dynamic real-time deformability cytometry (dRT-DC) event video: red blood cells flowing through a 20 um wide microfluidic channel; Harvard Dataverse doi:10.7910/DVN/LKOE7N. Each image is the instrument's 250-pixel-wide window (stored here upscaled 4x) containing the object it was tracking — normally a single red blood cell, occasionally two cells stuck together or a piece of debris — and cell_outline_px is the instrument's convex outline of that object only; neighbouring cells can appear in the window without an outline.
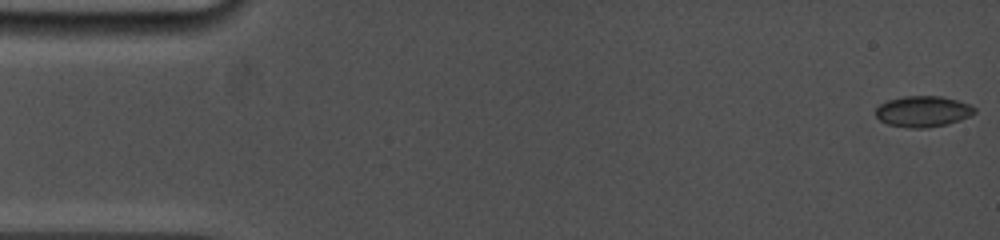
{"species": "common noctule bat (a hibernating species)", "species_latin": "Nyctalus noctula", "temperature_condition": "cold", "stored_images_in_passage": 13, "camera_frame_rate_fps": 5000, "um_per_image_px": 0.085, "animal": {"sex": "female", "body_mass_g": 19.0, "forearm_length_mm": 53.3}, "frame": {"image": 1, "passage_image": 1, "time_ms": 0.0, "image_size_px": [1000, 240], "cell_outline_px": [[976, 112], [960, 120], [948, 124], [928, 128], [908, 128], [888, 124], [880, 120], [876, 116], [876, 108], [880, 104], [888, 100], [904, 96], [940, 96], [956, 100], [968, 104], [976, 108]], "centroid_in_image_um": [78.44, 9.48], "position_along_channel_um": 6.6, "area_um2": 17.8}}
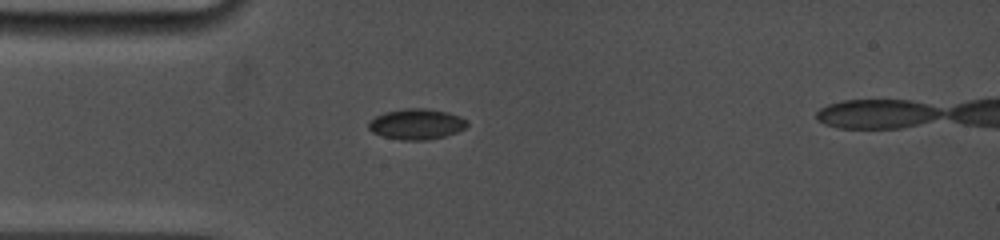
{"frame": {"image": 2, "passage_image": 10, "time_ms": 4.4, "image_size_px": [1000, 240], "cell_outline_px": [[468, 124], [464, 128], [456, 132], [444, 136], [428, 140], [400, 140], [384, 136], [372, 132], [368, 128], [368, 124], [376, 116], [384, 112], [404, 108], [424, 108], [448, 112], [460, 116], [468, 120]], "centroid_in_image_um": [35.41, 10.54], "position_along_channel_um": 49.6, "area_um2": 17.57}}
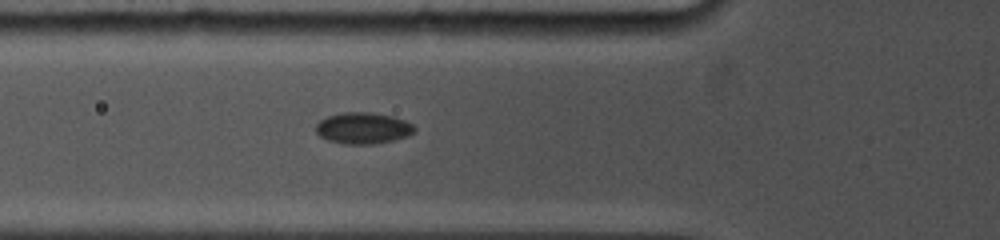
{"frame": {"image": 3, "passage_image": 13, "time_ms": 5.8, "image_size_px": [1000, 240], "cell_outline_px": [[416, 132], [408, 136], [392, 140], [372, 144], [344, 144], [328, 140], [320, 136], [316, 132], [316, 124], [320, 120], [328, 116], [340, 112], [372, 112], [392, 116], [404, 120], [412, 124], [416, 128]], "centroid_in_image_um": [30.86, 10.88], "position_along_channel_um": 94.9, "area_um2": 18.09}}